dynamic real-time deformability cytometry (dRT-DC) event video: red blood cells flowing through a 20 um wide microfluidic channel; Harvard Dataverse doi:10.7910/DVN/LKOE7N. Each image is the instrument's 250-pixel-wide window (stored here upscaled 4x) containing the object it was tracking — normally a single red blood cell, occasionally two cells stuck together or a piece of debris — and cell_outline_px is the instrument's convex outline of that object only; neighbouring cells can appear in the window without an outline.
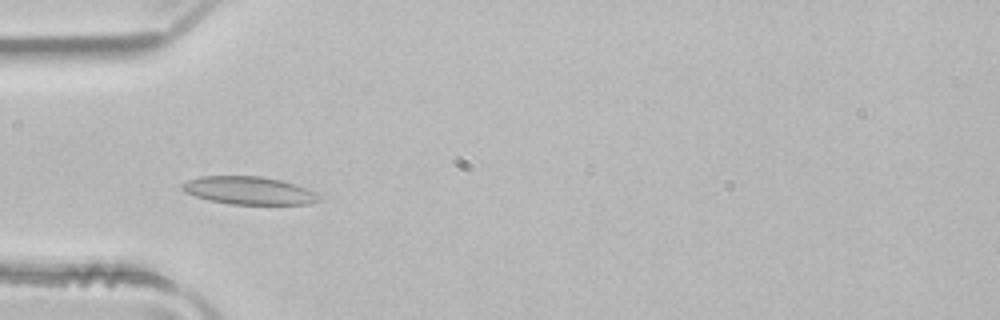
{"species": "common noctule bat (a hibernating species)", "species_latin": "Nyctalus noctula", "temperature_condition": "room temperature", "stored_images_in_passage": 48, "camera_frame_rate_fps": 3000, "um_per_image_px": 0.085, "animal": {"sex": "male", "body_mass_g": 21.5, "forearm_length_mm": 52.0}, "frame": {"image": 1, "passage_image": 13, "time_ms": 4.0, "image_size_px": [1000, 320], "cell_outline_px": [[320, 200], [308, 204], [232, 204], [208, 200], [184, 192], [180, 188], [180, 184], [188, 180], [200, 176], [260, 176], [280, 180], [296, 184], [316, 192], [320, 196]], "centroid_in_image_um": [21.14, 16.19], "position_along_channel_um": 63.9, "area_um2": 22.25}}
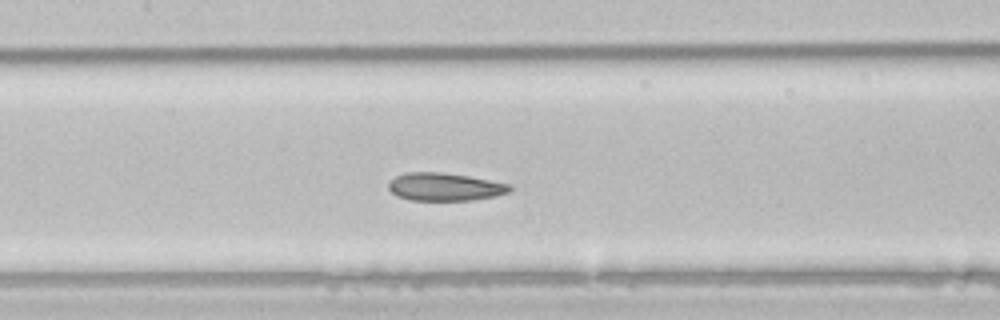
{"frame": {"image": 2, "passage_image": 21, "time_ms": 6.667, "image_size_px": [1000, 320], "cell_outline_px": [[512, 188], [508, 192], [496, 196], [472, 200], [408, 200], [396, 196], [388, 188], [388, 180], [404, 172], [440, 172], [468, 176], [512, 184]], "centroid_in_image_um": [37.78, 15.88], "position_along_channel_um": 169.6, "area_um2": 19.88}}
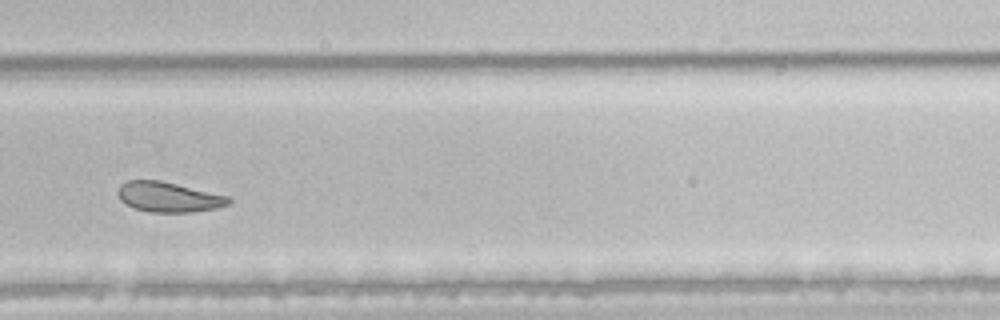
{"frame": {"image": 3, "passage_image": 32, "time_ms": 10.333, "image_size_px": [1000, 320], "cell_outline_px": [[232, 200], [228, 204], [216, 208], [192, 212], [148, 212], [132, 208], [120, 200], [116, 192], [120, 184], [128, 180], [160, 180], [232, 196]], "centroid_in_image_um": [14.33, 16.74], "position_along_channel_um": 315.5, "area_um2": 19.77}, "authors_computed_cell_mechanics": {"area_um2": 22.253, "velocity_mm_per_s": 4.0012, "shape_relaxation_time_tau1_ms": 9.0283, "shape_relaxation_time_tau2_ms": 2.2035, "deformation_change_tau1": 0.1651, "deformation_change_tau2": 0.0647}}